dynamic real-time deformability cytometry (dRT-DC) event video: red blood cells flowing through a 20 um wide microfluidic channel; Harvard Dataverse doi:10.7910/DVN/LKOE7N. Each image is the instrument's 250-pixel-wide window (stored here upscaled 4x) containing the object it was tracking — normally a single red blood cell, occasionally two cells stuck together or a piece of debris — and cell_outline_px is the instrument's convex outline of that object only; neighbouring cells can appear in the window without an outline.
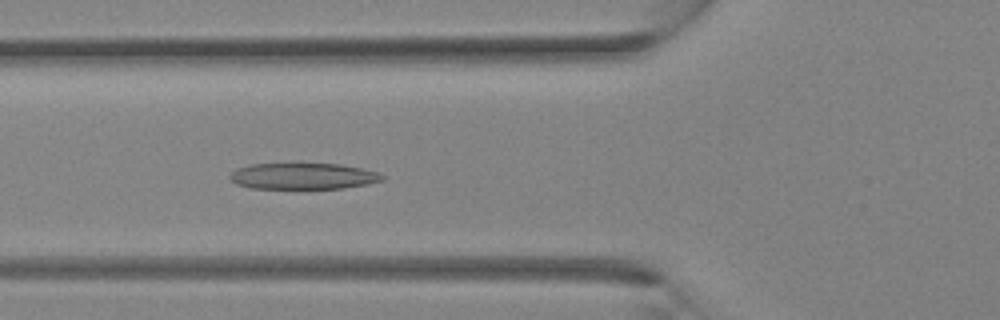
{"species": "Egyptian fruit bat (a non-hibernating species)", "species_latin": "Rousettus aegyptiacus", "temperature_condition": "room temperature", "stored_images_in_passage": 12, "camera_frame_rate_fps": 3000, "um_per_image_px": 0.085, "animal": {"sex": "female"}, "frame": {"image": 1, "passage_image": 12, "time_ms": 3.667, "image_size_px": [1000, 320], "cell_outline_px": [[384, 180], [368, 184], [344, 188], [248, 188], [236, 184], [228, 176], [236, 168], [252, 164], [340, 164], [364, 168], [376, 172], [384, 176]], "centroid_in_image_um": [25.77, 14.97], "position_along_channel_um": 100.0, "area_um2": 23.24}}